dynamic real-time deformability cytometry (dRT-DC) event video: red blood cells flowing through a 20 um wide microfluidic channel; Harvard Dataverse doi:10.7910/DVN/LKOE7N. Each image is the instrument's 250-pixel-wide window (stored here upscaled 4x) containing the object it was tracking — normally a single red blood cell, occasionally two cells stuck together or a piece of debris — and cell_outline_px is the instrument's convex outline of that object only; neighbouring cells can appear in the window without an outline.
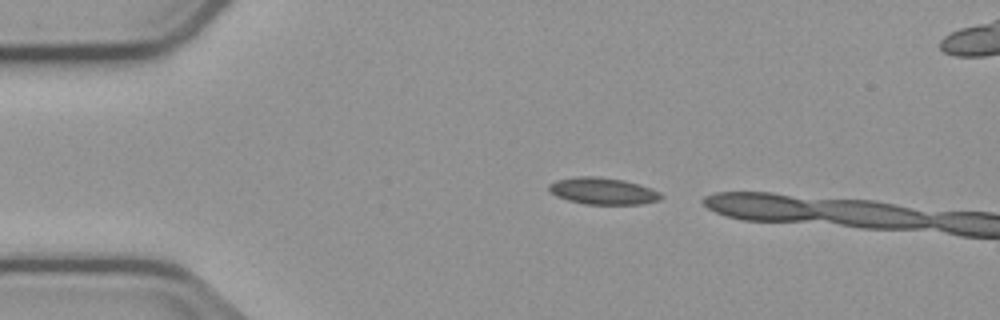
{"species": "common noctule bat (a hibernating species)", "species_latin": "Nyctalus noctula", "temperature_condition": "cold", "stored_images_in_passage": 3, "camera_frame_rate_fps": 3000, "um_per_image_px": 0.085, "animal": {"sex": "male", "body_mass_g": 23.1, "forearm_length_mm": 52.7}, "frame": {"image": 1, "passage_image": 1, "time_ms": 0.0, "image_size_px": [1000, 320], "cell_outline_px": [[664, 196], [660, 200], [640, 204], [584, 204], [568, 200], [556, 196], [548, 188], [548, 184], [556, 180], [576, 176], [596, 176], [624, 180], [640, 184], [652, 188], [660, 192]], "centroid_in_image_um": [51.27, 16.23], "position_along_channel_um": 33.7, "area_um2": 17.63}}